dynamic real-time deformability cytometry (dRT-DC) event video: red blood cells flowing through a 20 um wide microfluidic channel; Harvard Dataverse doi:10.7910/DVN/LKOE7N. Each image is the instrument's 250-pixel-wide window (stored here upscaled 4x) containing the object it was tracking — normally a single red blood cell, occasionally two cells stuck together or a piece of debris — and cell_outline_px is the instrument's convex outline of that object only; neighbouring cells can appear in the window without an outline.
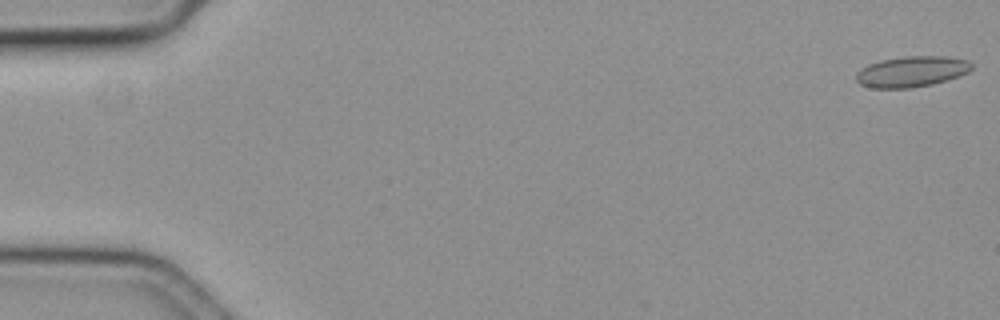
{"species": "common noctule bat (a hibernating species)", "species_latin": "Nyctalus noctula", "temperature_condition": "cold", "stored_images_in_passage": 9, "camera_frame_rate_fps": 3000, "um_per_image_px": 0.085, "animal": {"sex": "female", "body_mass_g": 19.3, "forearm_length_mm": 54.1}, "frame": {"image": 1, "passage_image": 1, "time_ms": 0.0, "image_size_px": [1000, 320], "cell_outline_px": [[972, 68], [968, 72], [932, 84], [908, 88], [872, 88], [860, 84], [856, 80], [856, 72], [860, 68], [868, 64], [880, 60], [904, 56], [948, 56], [968, 60], [972, 64]], "centroid_in_image_um": [77.45, 6.07], "position_along_channel_um": 7.6, "area_um2": 20.69}}